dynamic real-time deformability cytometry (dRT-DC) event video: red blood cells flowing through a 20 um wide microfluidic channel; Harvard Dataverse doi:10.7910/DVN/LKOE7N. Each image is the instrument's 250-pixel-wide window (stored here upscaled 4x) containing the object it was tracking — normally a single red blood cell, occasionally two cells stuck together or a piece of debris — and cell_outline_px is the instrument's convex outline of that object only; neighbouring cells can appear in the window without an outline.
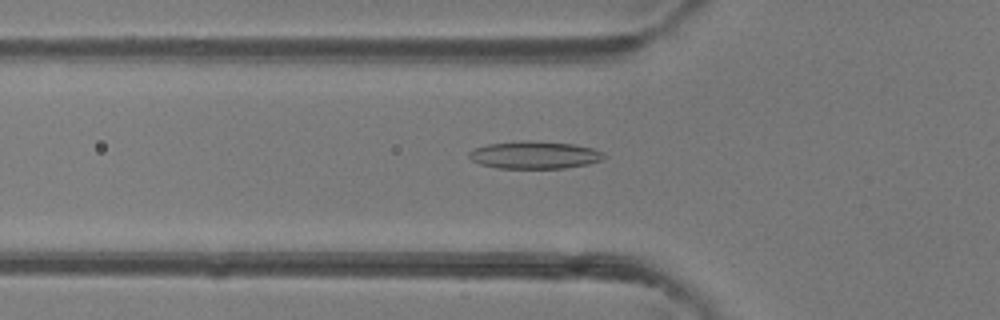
{"species": "common noctule bat (a hibernating species)", "species_latin": "Nyctalus noctula", "temperature_condition": "room temperature", "stored_images_in_passage": 47, "camera_frame_rate_fps": 3000, "um_per_image_px": 0.085, "animal": {"sex": "female"}, "frame": {"image": 1, "passage_image": 16, "time_ms": 5.0, "image_size_px": [1000, 320], "cell_outline_px": [[604, 160], [588, 164], [564, 168], [500, 168], [480, 164], [472, 160], [468, 156], [468, 152], [476, 148], [488, 144], [524, 140], [528, 140], [572, 144], [592, 148], [604, 152]], "centroid_in_image_um": [45.45, 13.17], "position_along_channel_um": 80.3, "area_um2": 21.56}}
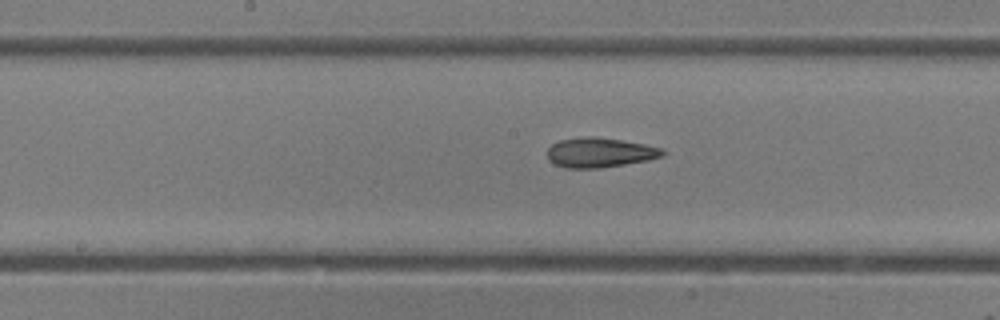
{"frame": {"image": 2, "passage_image": 24, "time_ms": 7.667, "image_size_px": [1000, 320], "cell_outline_px": [[668, 152], [664, 156], [648, 160], [600, 168], [564, 168], [548, 160], [548, 148], [552, 144], [560, 140], [588, 136], [596, 136], [644, 144], [660, 148]], "centroid_in_image_um": [50.99, 12.97], "position_along_channel_um": 197.2, "area_um2": 19.94}}
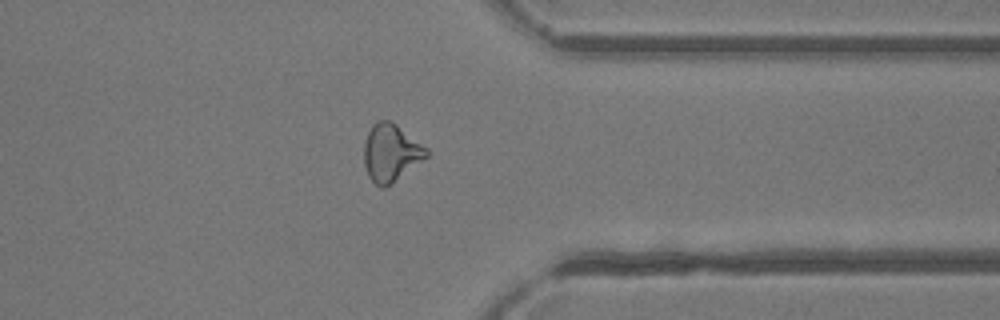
{"frame": {"image": 3, "passage_image": 37, "time_ms": 12.0, "image_size_px": [1000, 320], "cell_outline_px": [[432, 152], [428, 156], [392, 184], [384, 188], [376, 184], [368, 176], [364, 164], [364, 144], [368, 132], [372, 124], [376, 120], [392, 120], [428, 148]], "centroid_in_image_um": [33.25, 12.96], "position_along_channel_um": 378.2, "area_um2": 21.21}, "authors_computed_cell_mechanics": {"area_um2": 20.7502, "velocity_mm_per_s": 4.3382, "shape_relaxation_time_tau1_ms": 8.0703, "shape_relaxation_time_tau2_ms": 2.6485, "deformation_change_tau1": 0.2055, "deformation_change_tau2": 0.1158}}